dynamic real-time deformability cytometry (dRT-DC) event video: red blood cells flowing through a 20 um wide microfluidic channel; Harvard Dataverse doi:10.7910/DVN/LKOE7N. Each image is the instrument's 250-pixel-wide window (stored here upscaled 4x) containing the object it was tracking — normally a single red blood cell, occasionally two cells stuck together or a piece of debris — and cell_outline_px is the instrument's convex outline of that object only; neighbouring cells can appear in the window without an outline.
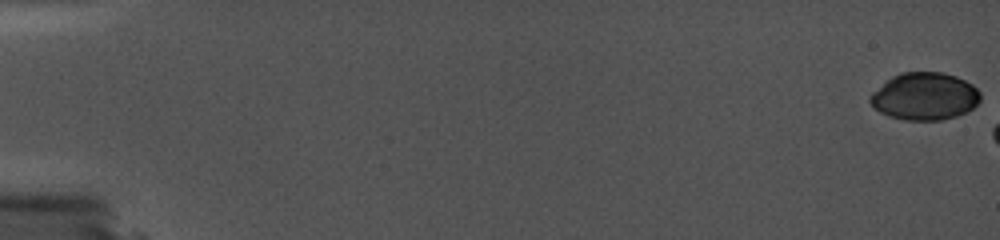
{"species": "common noctule bat (a hibernating species)", "species_latin": "Nyctalus noctula", "temperature_condition": "cold", "stored_images_in_passage": 16, "camera_frame_rate_fps": 5000, "um_per_image_px": 0.085, "animal": {"sex": "female", "body_mass_g": 19.0, "forearm_length_mm": 56.7}, "frame": {"image": 1, "passage_image": 1, "time_ms": 0.0, "image_size_px": [1000, 240], "cell_outline_px": [[980, 100], [972, 108], [956, 116], [940, 120], [904, 120], [888, 116], [880, 112], [868, 100], [872, 92], [892, 76], [900, 72], [940, 72], [956, 76], [972, 84], [980, 92]], "centroid_in_image_um": [78.58, 8.18], "position_along_channel_um": 6.4, "area_um2": 30.35}}